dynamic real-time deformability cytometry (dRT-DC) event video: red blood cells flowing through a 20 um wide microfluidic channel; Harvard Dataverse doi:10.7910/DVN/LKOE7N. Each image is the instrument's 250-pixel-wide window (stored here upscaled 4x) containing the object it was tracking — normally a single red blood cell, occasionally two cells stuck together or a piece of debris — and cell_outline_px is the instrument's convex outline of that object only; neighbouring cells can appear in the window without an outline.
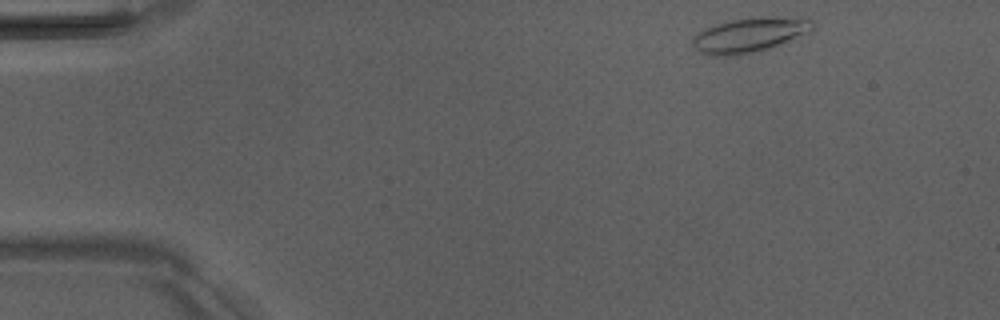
{"species": "Egyptian fruit bat (a non-hibernating species)", "species_latin": "Rousettus aegyptiacus", "temperature_condition": "room temperature", "stored_images_in_passage": 3, "camera_frame_rate_fps": 3000, "um_per_image_px": 0.085, "animal": {"sex": "male"}, "frame": {"image": 1, "passage_image": 1, "time_ms": 0.0, "image_size_px": [1000, 320], "cell_outline_px": [[812, 32], [768, 48], [752, 52], [732, 56], [708, 56], [700, 52], [692, 44], [692, 36], [704, 28], [716, 24], [732, 20], [752, 16], [812, 20]], "centroid_in_image_um": [63.63, 2.98], "position_along_channel_um": 21.4, "area_um2": 23.93}}